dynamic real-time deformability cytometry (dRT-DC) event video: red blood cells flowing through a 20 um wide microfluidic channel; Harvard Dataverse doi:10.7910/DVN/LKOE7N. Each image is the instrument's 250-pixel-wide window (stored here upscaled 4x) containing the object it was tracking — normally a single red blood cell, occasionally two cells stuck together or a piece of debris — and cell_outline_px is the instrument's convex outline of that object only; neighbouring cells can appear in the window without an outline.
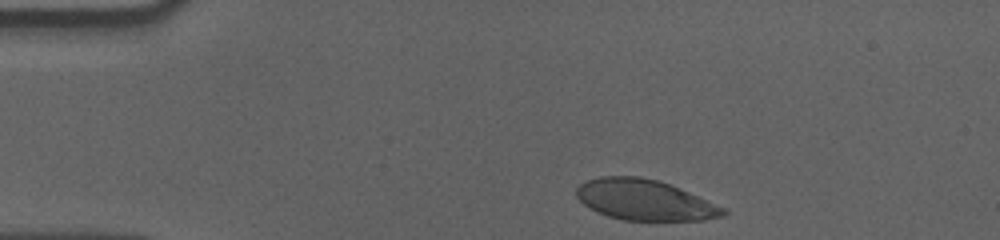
{"species": "human", "species_latin": "Homo sapiens", "temperature_condition": "cold", "stored_images_in_passage": 39, "camera_frame_rate_fps": 3000, "um_per_image_px": 0.085, "donor": {"sex": "male"}, "frame": {"image": 1, "passage_image": 1, "time_ms": 0.0, "image_size_px": [1000, 240], "cell_outline_px": [[728, 212], [724, 216], [704, 220], [624, 220], [608, 216], [596, 212], [584, 204], [576, 196], [576, 188], [580, 184], [588, 180], [600, 176], [640, 176], [656, 180], [680, 188], [724, 208]], "centroid_in_image_um": [54.77, 16.99], "position_along_channel_um": 30.2, "area_um2": 34.51}}
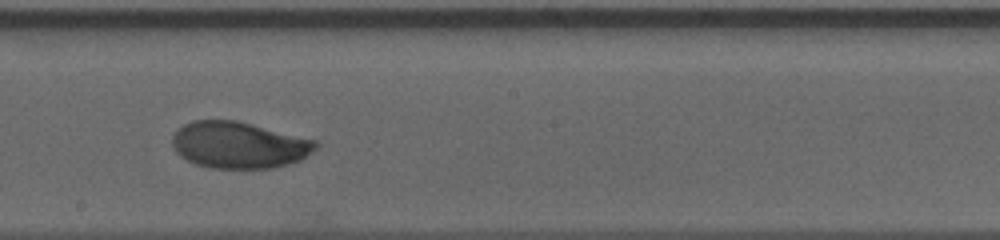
{"frame": {"image": 2, "passage_image": 23, "time_ms": 7.333, "image_size_px": [1000, 240], "cell_outline_px": [[320, 144], [312, 152], [300, 160], [288, 164], [272, 168], [208, 168], [196, 164], [180, 156], [172, 148], [172, 136], [184, 124], [192, 120], [236, 120], [316, 140]], "centroid_in_image_um": [20.3, 12.33], "position_along_channel_um": 227.9, "area_um2": 38.96}}
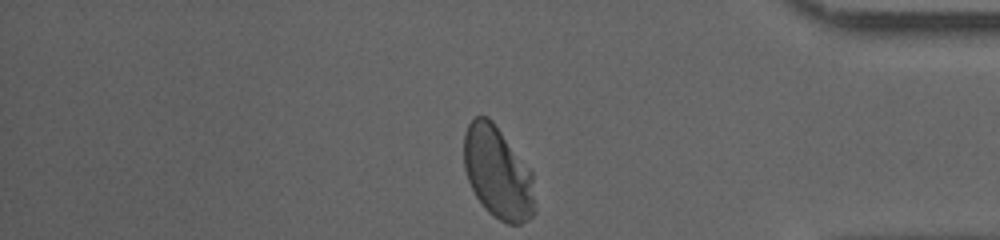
{"frame": {"image": 3, "passage_image": 39, "time_ms": 12.667, "image_size_px": [1000, 240], "cell_outline_px": [[536, 212], [532, 216], [520, 224], [508, 224], [500, 220], [488, 212], [484, 208], [476, 196], [468, 180], [464, 168], [464, 132], [468, 124], [476, 116], [488, 116], [492, 120], [532, 172]], "centroid_in_image_um": [42.31, 14.69], "position_along_channel_um": 392.9, "area_um2": 38.03}, "authors_computed_cell_mechanics": {"area_um2": 38.3792, "velocity_mm_per_s": 3.5263, "shape_relaxation_time_tau1_ms": 3.76, "shape_relaxation_time_tau2_ms": null, "deformation_change_tau1": 0.1364, "deformation_change_tau2": null}}